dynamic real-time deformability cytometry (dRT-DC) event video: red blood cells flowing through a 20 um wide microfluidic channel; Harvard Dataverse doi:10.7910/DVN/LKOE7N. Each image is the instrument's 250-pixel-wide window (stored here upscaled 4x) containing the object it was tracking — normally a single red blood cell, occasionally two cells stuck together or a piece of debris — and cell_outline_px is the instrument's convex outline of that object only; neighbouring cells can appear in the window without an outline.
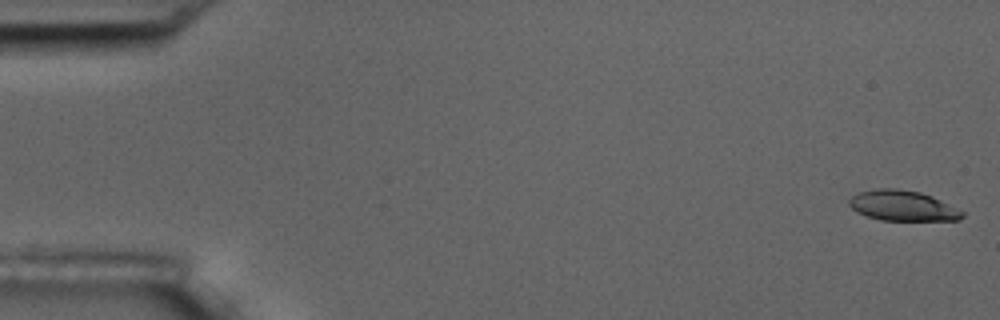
{"species": "common noctule bat (a hibernating species)", "species_latin": "Nyctalus noctula", "temperature_condition": "room temperature", "stored_images_in_passage": 5, "camera_frame_rate_fps": 3000, "um_per_image_px": 0.085, "animal": {"sex": "male", "body_mass_g": 17.5, "forearm_length_mm": 52.3}, "frame": {"image": 1, "passage_image": 1, "time_ms": 0.0, "image_size_px": [1000, 320], "cell_outline_px": [[964, 216], [960, 220], [880, 220], [856, 212], [848, 204], [848, 200], [852, 196], [860, 192], [876, 188], [896, 188], [920, 192], [932, 196], [964, 212]], "centroid_in_image_um": [76.71, 17.48], "position_along_channel_um": 8.3, "area_um2": 19.94}}
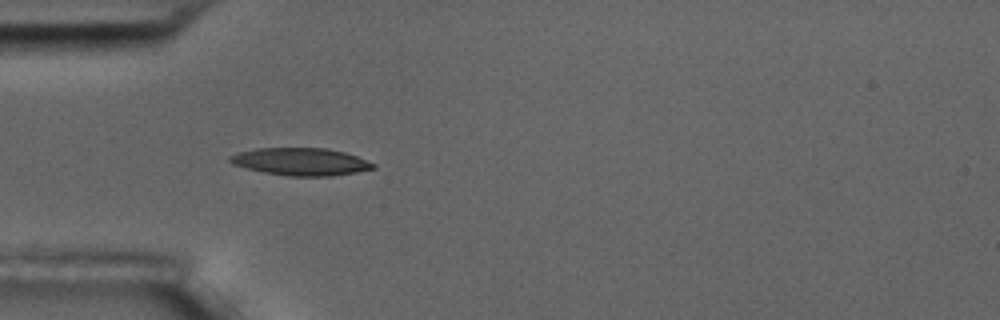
{"frame": {"image": 2, "passage_image": 5, "time_ms": 5.333, "image_size_px": [1000, 320], "cell_outline_px": [[376, 168], [356, 172], [332, 176], [288, 176], [264, 172], [244, 168], [232, 164], [228, 160], [228, 156], [240, 152], [256, 148], [324, 148], [344, 152], [356, 156], [376, 164]], "centroid_in_image_um": [25.54, 13.74], "position_along_channel_um": 59.5, "area_um2": 22.95}}